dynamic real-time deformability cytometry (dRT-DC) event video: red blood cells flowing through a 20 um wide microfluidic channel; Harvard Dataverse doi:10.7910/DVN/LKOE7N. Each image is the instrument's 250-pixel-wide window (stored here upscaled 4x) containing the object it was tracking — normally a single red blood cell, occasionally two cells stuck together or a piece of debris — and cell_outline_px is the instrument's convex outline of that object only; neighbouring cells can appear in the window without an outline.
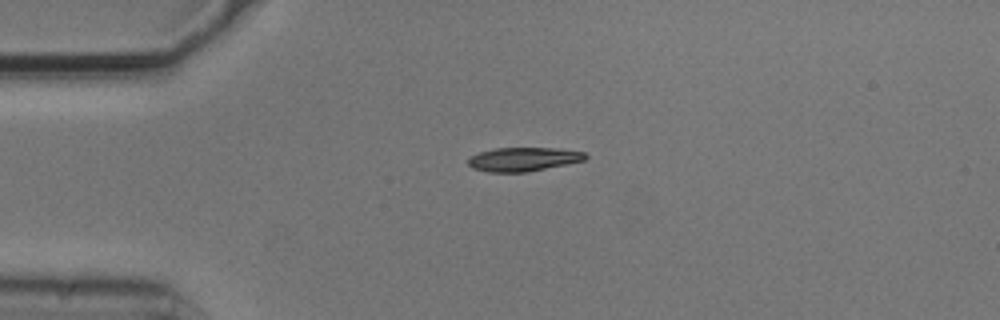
{"species": "common noctule bat (a hibernating species)", "species_latin": "Nyctalus noctula", "temperature_condition": "cold", "stored_images_in_passage": 4, "camera_frame_rate_fps": 3000, "um_per_image_px": 0.085, "animal": {"sex": "male", "body_mass_g": 20.5, "forearm_length_mm": 52.5}, "frame": {"image": 1, "passage_image": 4, "time_ms": 1.0, "image_size_px": [1000, 320], "cell_outline_px": [[588, 156], [584, 160], [528, 172], [488, 172], [472, 168], [468, 164], [468, 160], [472, 156], [480, 152], [496, 148], [560, 148], [584, 152]], "centroid_in_image_um": [44.49, 13.53], "position_along_channel_um": 40.5, "area_um2": 16.18}}